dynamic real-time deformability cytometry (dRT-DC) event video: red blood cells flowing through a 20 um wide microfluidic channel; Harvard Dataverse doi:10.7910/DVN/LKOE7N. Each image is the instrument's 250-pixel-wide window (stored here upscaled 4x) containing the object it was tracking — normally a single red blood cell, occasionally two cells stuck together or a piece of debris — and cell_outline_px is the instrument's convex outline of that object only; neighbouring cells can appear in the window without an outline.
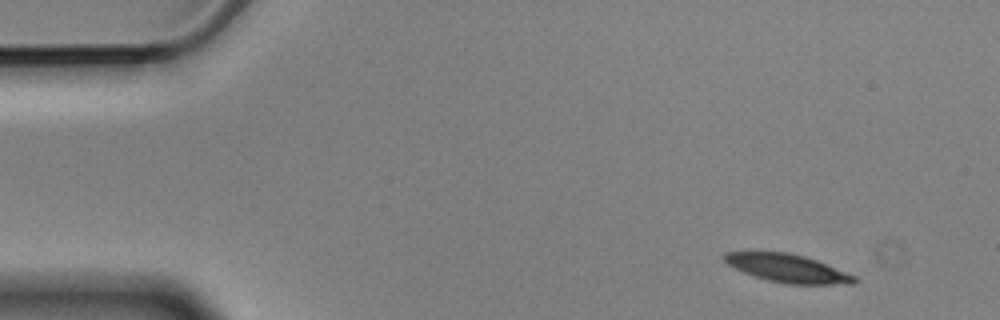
{"species": "Egyptian fruit bat (a non-hibernating species)", "species_latin": "Rousettus aegyptiacus", "temperature_condition": "cold", "stored_images_in_passage": 4, "camera_frame_rate_fps": 3000, "um_per_image_px": 0.085, "animal": {"sex": "male"}, "frame": {"image": 1, "passage_image": 1, "time_ms": 0.0, "image_size_px": [1000, 320], "cell_outline_px": [[860, 280], [852, 284], [788, 284], [768, 280], [744, 272], [728, 264], [724, 260], [724, 252], [792, 252], [816, 260], [856, 276]], "centroid_in_image_um": [66.99, 22.8], "position_along_channel_um": 18.0, "area_um2": 21.1}}
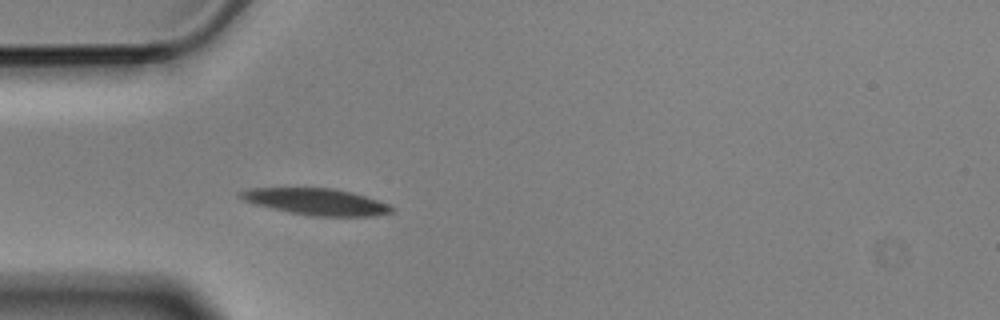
{"frame": {"image": 2, "passage_image": 4, "time_ms": 1.0, "image_size_px": [1000, 320], "cell_outline_px": [[396, 208], [392, 212], [376, 216], [312, 216], [292, 212], [256, 204], [244, 200], [236, 196], [240, 192], [248, 188], [332, 188], [352, 192], [388, 204]], "centroid_in_image_um": [26.91, 17.14], "position_along_channel_um": 58.1, "area_um2": 23.12}}